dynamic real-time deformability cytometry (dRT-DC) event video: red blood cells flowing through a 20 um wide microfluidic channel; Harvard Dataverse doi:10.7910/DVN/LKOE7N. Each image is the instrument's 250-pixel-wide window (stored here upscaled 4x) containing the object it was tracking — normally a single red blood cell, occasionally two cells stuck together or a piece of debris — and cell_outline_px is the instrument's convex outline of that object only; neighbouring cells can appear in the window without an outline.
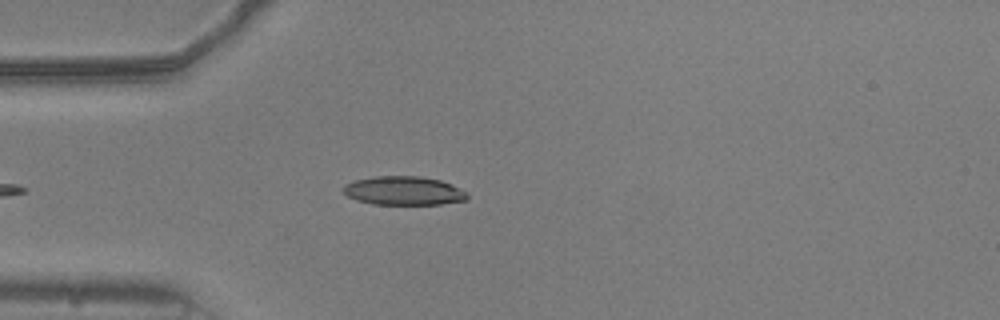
{"species": "common noctule bat (a hibernating species)", "species_latin": "Nyctalus noctula", "temperature_condition": "warm", "stored_images_in_passage": 38, "camera_frame_rate_fps": 3000, "um_per_image_px": 0.085, "animal": {"sex": "male", "body_mass_g": 20.5, "forearm_length_mm": 52.5}, "frame": {"image": 1, "passage_image": 2, "time_ms": 0.333, "image_size_px": [1000, 320], "cell_outline_px": [[468, 200], [440, 204], [372, 204], [356, 200], [348, 196], [344, 192], [344, 184], [356, 180], [376, 176], [420, 176], [440, 180], [452, 184], [468, 192]], "centroid_in_image_um": [34.36, 16.21], "position_along_channel_um": 50.6, "area_um2": 20.81}}
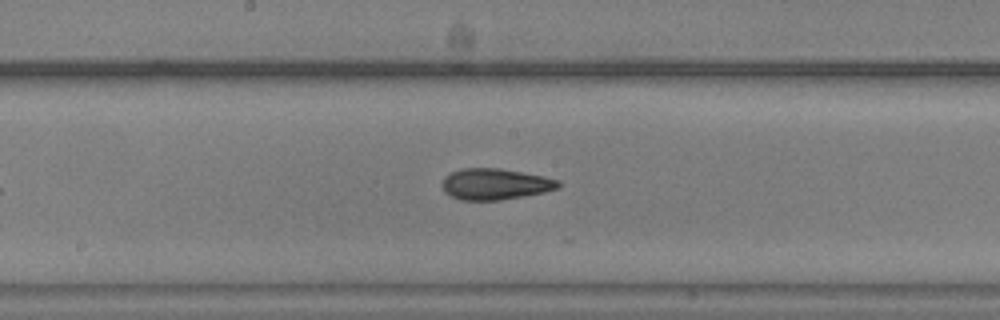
{"frame": {"image": 2, "passage_image": 15, "time_ms": 4.667, "image_size_px": [1000, 320], "cell_outline_px": [[560, 188], [544, 192], [524, 196], [500, 200], [460, 200], [444, 192], [444, 176], [460, 168], [500, 168], [544, 176], [560, 180]], "centroid_in_image_um": [42.12, 15.64], "position_along_channel_um": 206.1, "area_um2": 21.1}}
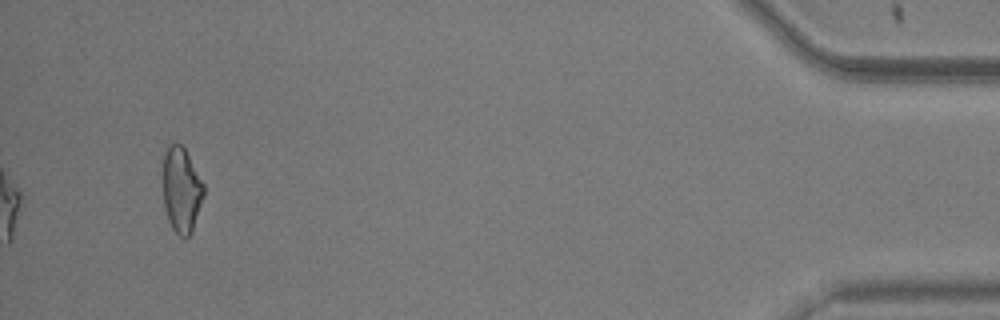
{"frame": {"image": 3, "passage_image": 38, "time_ms": 12.333, "image_size_px": [1000, 320], "cell_outline_px": [[204, 196], [192, 232], [188, 236], [180, 236], [172, 228], [168, 220], [164, 204], [164, 152], [172, 144], [180, 144], [184, 148], [204, 184]], "centroid_in_image_um": [15.44, 16.17], "position_along_channel_um": 419.8, "area_um2": 19.88}, "authors_computed_cell_mechanics": {"area_um2": 20.3456, "velocity_mm_per_s": 3.7838, "shape_relaxation_time_tau1_ms": null, "shape_relaxation_time_tau2_ms": 3.5651, "deformation_change_tau1": null, "deformation_change_tau2": 0.1167}}